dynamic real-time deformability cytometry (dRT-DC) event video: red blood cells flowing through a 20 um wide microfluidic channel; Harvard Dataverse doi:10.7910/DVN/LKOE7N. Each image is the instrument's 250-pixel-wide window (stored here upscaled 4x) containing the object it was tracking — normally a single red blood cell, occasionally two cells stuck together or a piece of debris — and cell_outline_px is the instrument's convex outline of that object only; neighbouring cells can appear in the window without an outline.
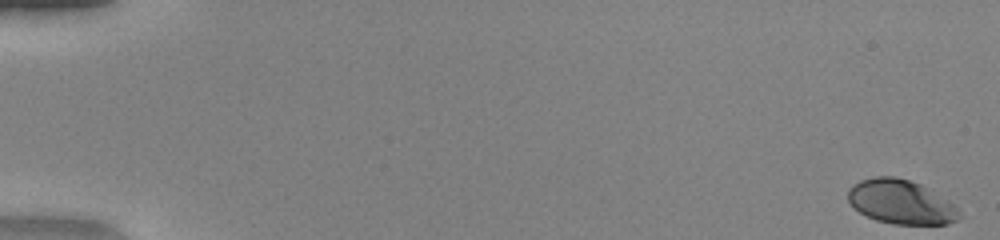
{"species": "human", "species_latin": "Homo sapiens", "temperature_condition": "warm", "stored_images_in_passage": 51, "camera_frame_rate_fps": 3000, "um_per_image_px": 0.085, "donor": {"sex": "female"}, "frame": {"image": 1, "passage_image": 1, "time_ms": 0.0, "image_size_px": [1000, 240], "cell_outline_px": [[960, 216], [956, 220], [948, 224], [892, 224], [876, 220], [860, 212], [848, 200], [848, 188], [852, 184], [860, 180], [876, 176], [896, 176], [920, 184], [956, 204], [960, 208]], "centroid_in_image_um": [76.6, 17.16], "position_along_channel_um": 8.4, "area_um2": 28.73}}
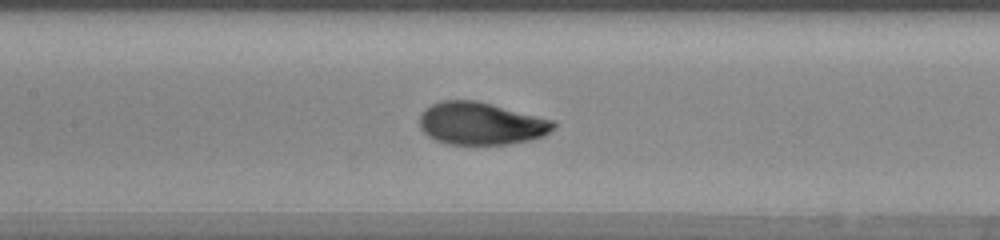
{"frame": {"image": 2, "passage_image": 26, "time_ms": 8.333, "image_size_px": [1000, 240], "cell_outline_px": [[556, 124], [544, 136], [532, 140], [508, 144], [444, 144], [428, 136], [420, 128], [420, 116], [424, 108], [440, 100], [476, 100], [556, 120]], "centroid_in_image_um": [40.88, 10.49], "position_along_channel_um": 166.5, "area_um2": 33.41}}
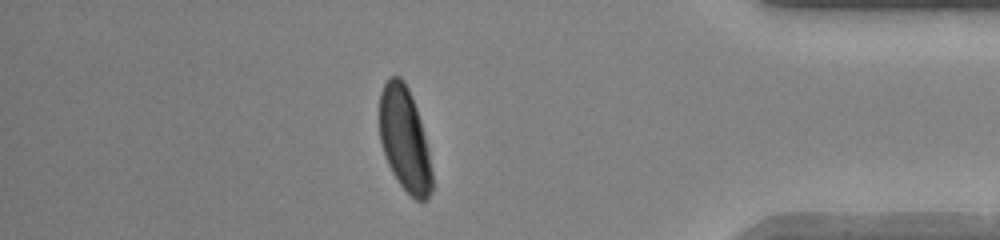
{"frame": {"image": 3, "passage_image": 45, "time_ms": 14.667, "image_size_px": [1000, 240], "cell_outline_px": [[432, 192], [428, 200], [416, 200], [400, 184], [392, 172], [384, 156], [380, 140], [380, 92], [384, 84], [392, 76], [400, 76], [404, 80], [408, 88], [416, 108], [420, 120], [428, 148], [432, 172]], "centroid_in_image_um": [34.39, 11.86], "position_along_channel_um": 400.8, "area_um2": 31.67}, "authors_computed_cell_mechanics": {"area_um2": 32.7148, "velocity_mm_per_s": 4.1415, "shape_relaxation_time_tau1_ms": 2.6004, "shape_relaxation_time_tau2_ms": null, "deformation_change_tau1": 0.1712, "deformation_change_tau2": null}}